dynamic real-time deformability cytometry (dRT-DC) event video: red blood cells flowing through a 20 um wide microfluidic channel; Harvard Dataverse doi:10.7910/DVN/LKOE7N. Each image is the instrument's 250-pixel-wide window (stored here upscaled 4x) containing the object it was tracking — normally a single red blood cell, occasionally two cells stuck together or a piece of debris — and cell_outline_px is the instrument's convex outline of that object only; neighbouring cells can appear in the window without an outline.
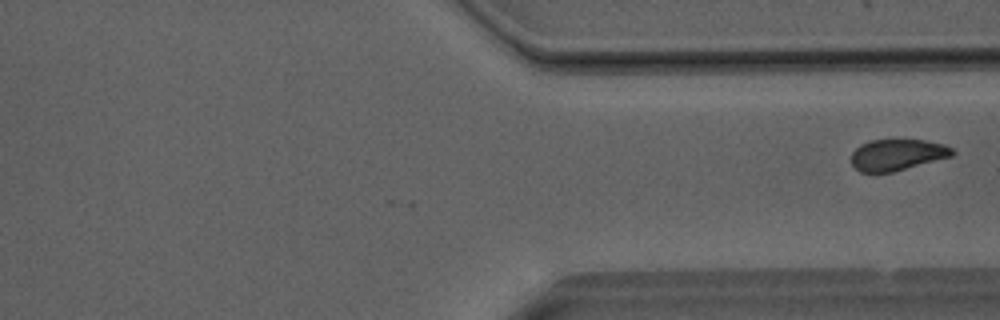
{"species": "Egyptian fruit bat (a non-hibernating species)", "species_latin": "Rousettus aegyptiacus", "temperature_condition": "room temperature", "stored_images_in_passage": 20, "camera_frame_rate_fps": 3000, "um_per_image_px": 0.085, "animal": {"sex": "male"}, "frame": {"image": 1, "passage_image": 20, "time_ms": 6.333, "image_size_px": [1000, 320], "cell_outline_px": [[956, 152], [952, 156], [892, 172], [860, 172], [852, 164], [852, 152], [860, 144], [872, 140], [924, 140], [944, 144], [952, 148]], "centroid_in_image_um": [76.27, 13.15], "position_along_channel_um": 335.1, "area_um2": 18.26}}